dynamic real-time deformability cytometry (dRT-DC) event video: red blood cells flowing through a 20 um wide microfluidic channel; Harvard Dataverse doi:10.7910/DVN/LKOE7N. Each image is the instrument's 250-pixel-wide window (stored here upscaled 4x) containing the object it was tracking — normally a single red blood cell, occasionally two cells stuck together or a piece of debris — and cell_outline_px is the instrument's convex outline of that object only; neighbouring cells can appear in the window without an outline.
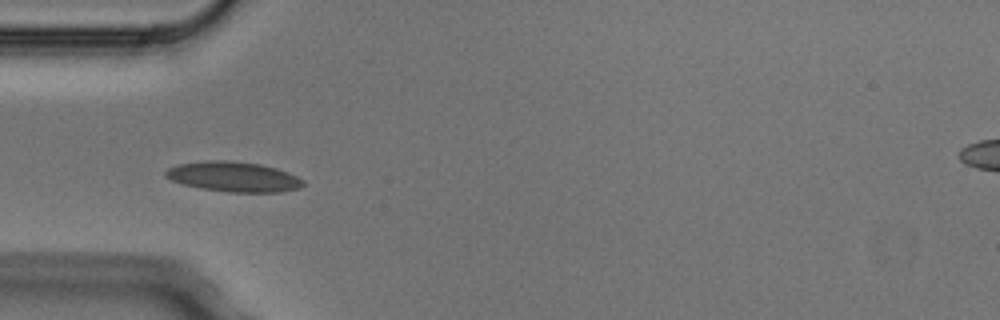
{"species": "Egyptian fruit bat (a non-hibernating species)", "species_latin": "Rousettus aegyptiacus", "temperature_condition": "cold", "stored_images_in_passage": 6, "camera_frame_rate_fps": 3000, "um_per_image_px": 0.085, "animal": {"sex": "male"}, "frame": {"image": 1, "passage_image": 4, "time_ms": 1.0, "image_size_px": [1000, 320], "cell_outline_px": [[304, 184], [300, 188], [280, 192], [228, 192], [200, 188], [184, 184], [172, 180], [164, 176], [164, 172], [168, 168], [176, 164], [208, 160], [228, 160], [260, 164], [276, 168], [296, 176], [304, 180]], "centroid_in_image_um": [19.83, 15.02], "position_along_channel_um": 65.2, "area_um2": 24.1}}
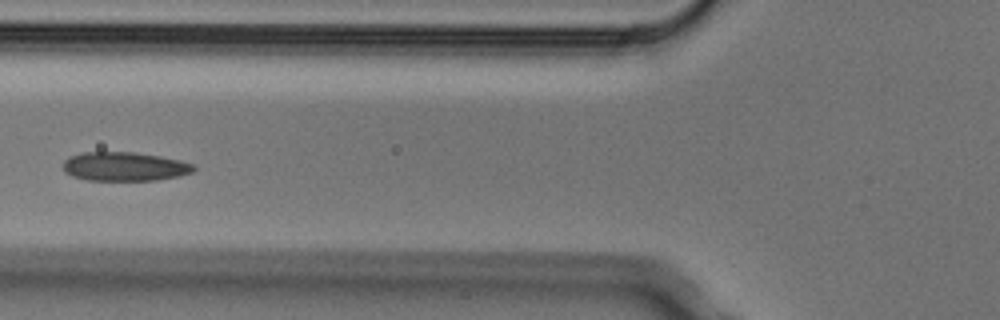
{"frame": {"image": 2, "passage_image": 5, "time_ms": 1.333, "image_size_px": [1000, 320], "cell_outline_px": [[196, 168], [192, 172], [180, 176], [156, 180], [88, 180], [72, 176], [64, 172], [64, 160], [68, 156], [84, 152], [132, 152], [160, 156], [180, 160], [196, 164]], "centroid_in_image_um": [10.6, 14.15], "position_along_channel_um": 115.2, "area_um2": 22.14}}